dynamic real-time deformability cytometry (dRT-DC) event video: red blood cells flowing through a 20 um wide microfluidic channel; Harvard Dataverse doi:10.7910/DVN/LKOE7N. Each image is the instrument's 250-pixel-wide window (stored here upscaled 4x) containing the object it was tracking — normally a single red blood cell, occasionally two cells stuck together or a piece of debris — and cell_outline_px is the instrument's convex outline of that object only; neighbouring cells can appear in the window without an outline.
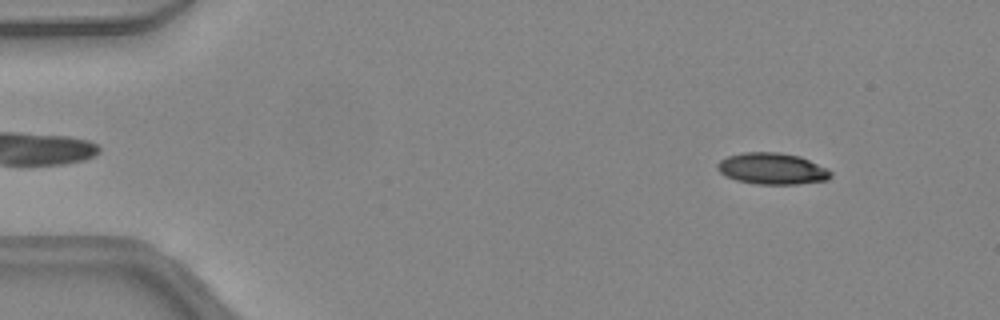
{"species": "common noctule bat (a hibernating species)", "species_latin": "Nyctalus noctula", "temperature_condition": "warm", "stored_images_in_passage": 46, "camera_frame_rate_fps": 3000, "um_per_image_px": 0.085, "animal": {"sex": "female", "body_mass_g": 24.6, "forearm_length_mm": 56.2}, "frame": {"image": 1, "passage_image": 5, "time_ms": 1.333, "image_size_px": [1000, 320], "cell_outline_px": [[832, 176], [828, 180], [796, 184], [756, 184], [736, 180], [724, 176], [716, 168], [716, 164], [720, 160], [728, 156], [744, 152], [780, 152], [800, 156], [832, 172]], "centroid_in_image_um": [65.59, 14.34], "position_along_channel_um": 19.4, "area_um2": 20.75}}
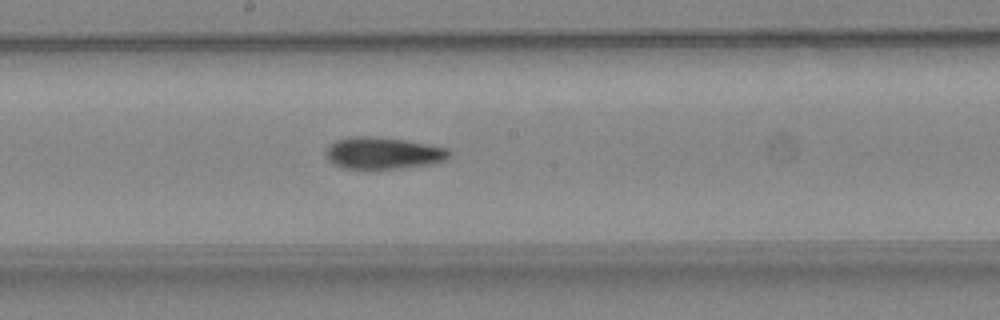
{"frame": {"image": 2, "passage_image": 25, "time_ms": 8.0, "image_size_px": [1000, 320], "cell_outline_px": [[452, 156], [448, 160], [432, 164], [400, 168], [344, 168], [332, 164], [328, 160], [324, 152], [328, 144], [336, 140], [348, 136], [368, 136], [404, 140], [448, 148], [452, 152]], "centroid_in_image_um": [32.56, 13.01], "position_along_channel_um": 215.6, "area_um2": 23.12}}
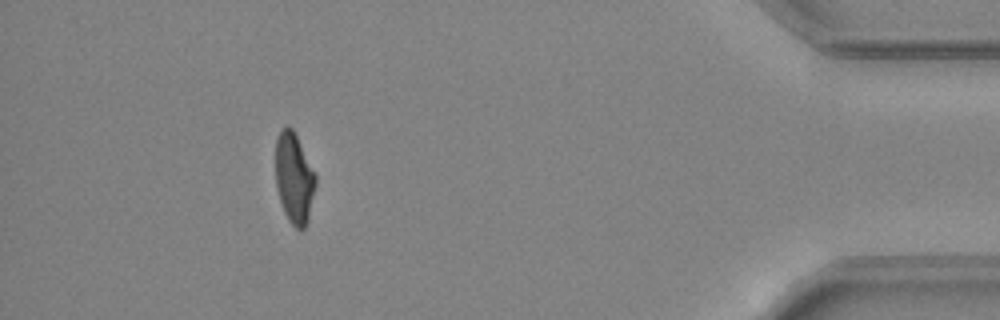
{"frame": {"image": 3, "passage_image": 42, "time_ms": 13.667, "image_size_px": [1000, 320], "cell_outline_px": [[316, 184], [308, 220], [304, 228], [300, 232], [288, 220], [284, 212], [276, 188], [276, 136], [280, 128], [288, 124], [292, 128], [316, 172]], "centroid_in_image_um": [25.0, 15.12], "position_along_channel_um": 410.2, "area_um2": 21.44}, "authors_computed_cell_mechanics": {"area_um2": 22.2241, "velocity_mm_per_s": 4.4441, "shape_relaxation_time_tau1_ms": 10.4577, "shape_relaxation_time_tau2_ms": 4.5484, "deformation_change_tau1": 0.2717, "deformation_change_tau2": 0.1239}}